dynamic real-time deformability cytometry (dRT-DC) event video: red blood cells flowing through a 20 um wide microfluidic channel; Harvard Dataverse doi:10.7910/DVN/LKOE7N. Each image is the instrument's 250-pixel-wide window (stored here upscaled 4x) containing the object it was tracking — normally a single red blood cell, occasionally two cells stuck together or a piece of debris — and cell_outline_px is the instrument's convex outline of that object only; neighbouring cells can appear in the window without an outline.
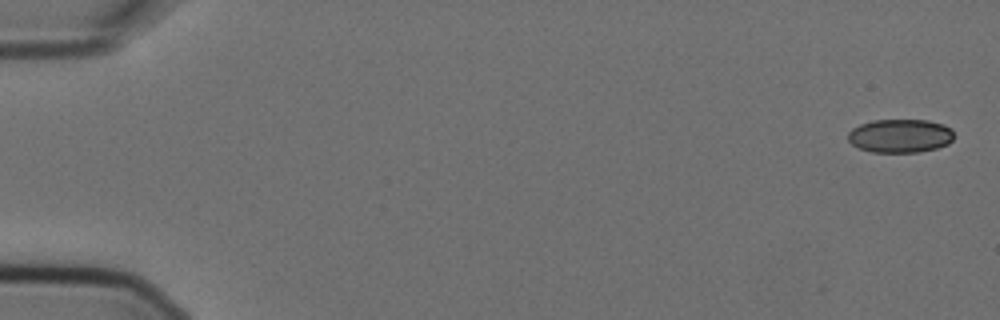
{"species": "Egyptian fruit bat (a non-hibernating species)", "species_latin": "Rousettus aegyptiacus", "temperature_condition": "cold", "stored_images_in_passage": 3, "camera_frame_rate_fps": 3000, "um_per_image_px": 0.085, "animal": {"sex": "female"}, "frame": {"image": 1, "passage_image": 1, "time_ms": 0.0, "image_size_px": [1000, 320], "cell_outline_px": [[952, 140], [948, 144], [936, 148], [920, 152], [872, 152], [860, 148], [852, 144], [848, 140], [848, 132], [852, 128], [860, 124], [872, 120], [928, 120], [944, 124], [952, 128]], "centroid_in_image_um": [76.51, 11.54], "position_along_channel_um": 8.5, "area_um2": 20.81}}